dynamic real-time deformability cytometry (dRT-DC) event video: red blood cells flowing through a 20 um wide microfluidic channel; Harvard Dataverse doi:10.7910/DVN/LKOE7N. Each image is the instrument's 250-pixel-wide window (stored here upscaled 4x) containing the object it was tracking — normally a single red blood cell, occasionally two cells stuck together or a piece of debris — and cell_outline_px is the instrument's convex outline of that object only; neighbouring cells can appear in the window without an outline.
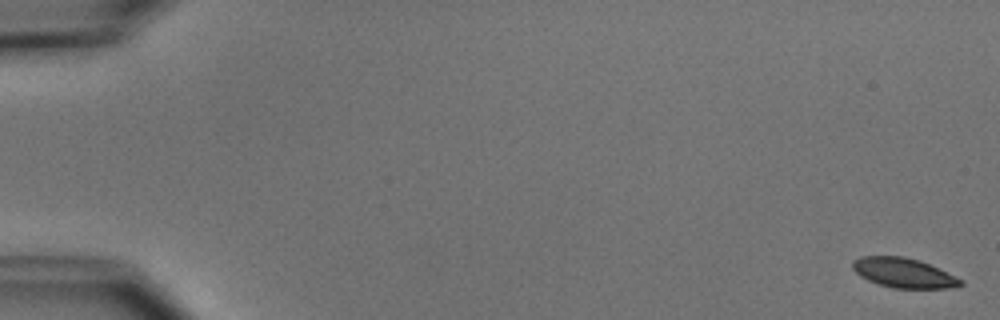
{"species": "common noctule bat (a hibernating species)", "species_latin": "Nyctalus noctula", "temperature_condition": "cold", "stored_images_in_passage": 5, "camera_frame_rate_fps": 3000, "um_per_image_px": 0.085, "animal": {"sex": "male", "body_mass_g": 15.6}, "frame": {"image": 1, "passage_image": 1, "time_ms": 0.0, "image_size_px": [1000, 320], "cell_outline_px": [[964, 284], [948, 288], [892, 288], [868, 280], [860, 276], [852, 268], [852, 260], [860, 256], [904, 256], [920, 260], [964, 280]], "centroid_in_image_um": [76.79, 23.18], "position_along_channel_um": 8.2, "area_um2": 18.67}}
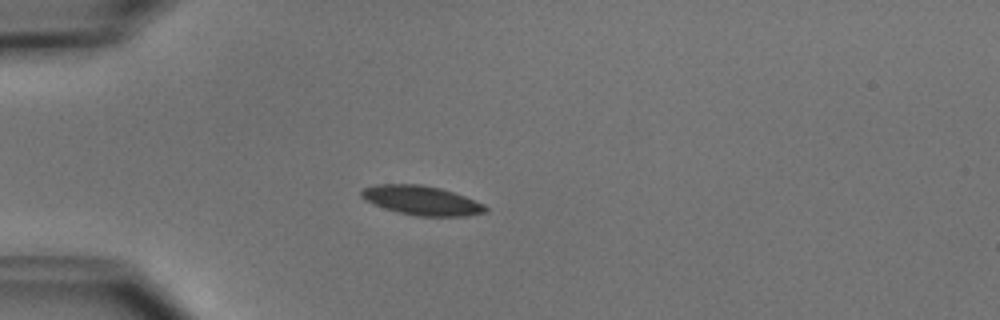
{"frame": {"image": 2, "passage_image": 5, "time_ms": 4.667, "image_size_px": [1000, 320], "cell_outline_px": [[488, 212], [468, 216], [416, 216], [384, 208], [364, 200], [360, 196], [360, 192], [364, 188], [376, 184], [420, 184], [440, 188], [464, 196], [484, 204], [488, 208]], "centroid_in_image_um": [35.84, 17.04], "position_along_channel_um": 49.2, "area_um2": 21.15}}